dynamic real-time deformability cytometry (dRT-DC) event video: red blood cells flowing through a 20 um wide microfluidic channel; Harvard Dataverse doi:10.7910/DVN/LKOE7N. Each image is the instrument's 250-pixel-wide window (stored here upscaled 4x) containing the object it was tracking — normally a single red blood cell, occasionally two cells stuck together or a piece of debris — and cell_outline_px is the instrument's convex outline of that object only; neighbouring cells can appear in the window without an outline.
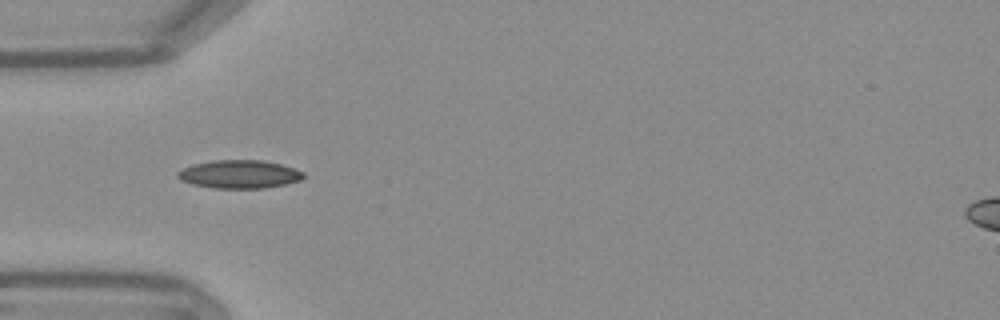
{"species": "Egyptian fruit bat (a non-hibernating species)", "species_latin": "Rousettus aegyptiacus", "temperature_condition": "warm", "stored_images_in_passage": 38, "camera_frame_rate_fps": 3000, "um_per_image_px": 0.085, "frame": {"image": 1, "passage_image": 1, "time_ms": 0.0, "image_size_px": [1000, 320], "cell_outline_px": [[308, 176], [300, 180], [284, 184], [264, 188], [212, 188], [192, 184], [180, 180], [176, 176], [176, 172], [192, 164], [212, 160], [264, 160], [280, 164], [304, 172]], "centroid_in_image_um": [20.33, 14.8], "position_along_channel_um": 64.7, "area_um2": 20.81}}
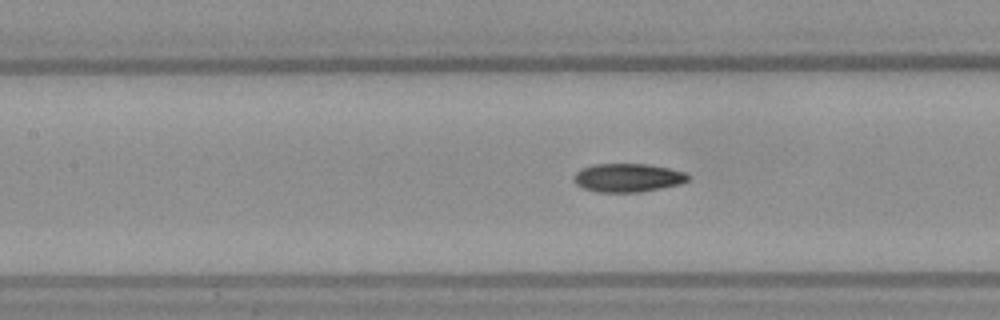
{"frame": {"image": 2, "passage_image": 8, "time_ms": 2.333, "image_size_px": [1000, 320], "cell_outline_px": [[688, 180], [680, 184], [640, 192], [596, 192], [584, 188], [576, 184], [576, 172], [592, 164], [648, 164], [668, 168], [684, 172], [688, 176]], "centroid_in_image_um": [53.37, 15.11], "position_along_channel_um": 154.0, "area_um2": 18.67}}
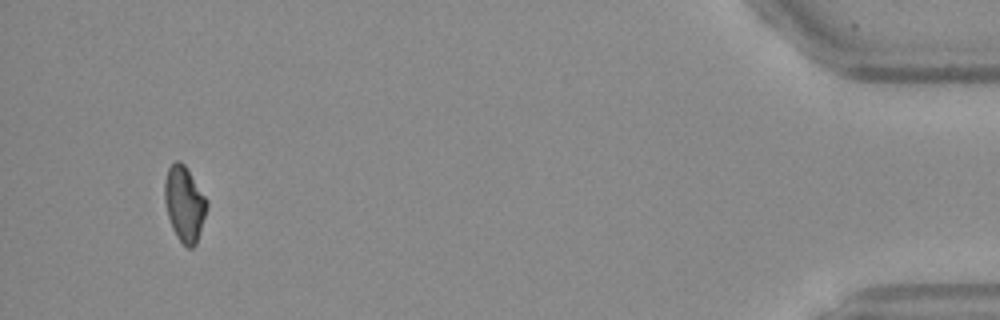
{"frame": {"image": 3, "passage_image": 35, "time_ms": 11.333, "image_size_px": [1000, 320], "cell_outline_px": [[208, 208], [196, 244], [192, 248], [188, 248], [176, 236], [172, 228], [168, 216], [164, 200], [164, 180], [168, 168], [176, 160], [180, 160], [184, 164], [208, 200]], "centroid_in_image_um": [15.68, 17.32], "position_along_channel_um": 419.5, "area_um2": 18.61}, "authors_computed_cell_mechanics": {"area_um2": 18.7272, "velocity_mm_per_s": 3.8134, "shape_relaxation_time_tau1_ms": null, "shape_relaxation_time_tau2_ms": 5.3871, "deformation_change_tau1": null, "deformation_change_tau2": 0.1118}}